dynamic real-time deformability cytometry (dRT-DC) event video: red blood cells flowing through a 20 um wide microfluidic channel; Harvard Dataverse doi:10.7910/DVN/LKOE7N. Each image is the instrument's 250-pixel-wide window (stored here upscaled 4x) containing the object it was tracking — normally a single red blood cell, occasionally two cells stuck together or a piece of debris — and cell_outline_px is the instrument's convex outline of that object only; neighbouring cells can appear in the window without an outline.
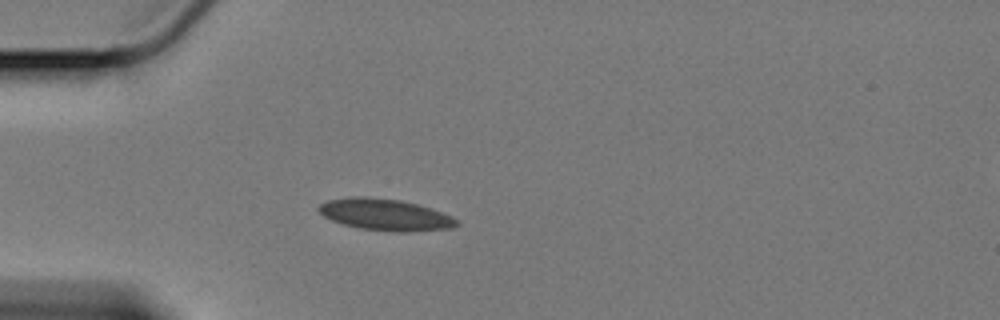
{"species": "Egyptian fruit bat (a non-hibernating species)", "species_latin": "Rousettus aegyptiacus", "temperature_condition": "cold", "stored_images_in_passage": 43, "camera_frame_rate_fps": 3000, "um_per_image_px": 0.085, "animal": {"sex": "female"}, "frame": {"image": 1, "passage_image": 1, "time_ms": 0.0, "image_size_px": [1000, 320], "cell_outline_px": [[460, 224], [452, 228], [408, 232], [396, 232], [356, 228], [332, 220], [324, 216], [320, 212], [320, 204], [328, 200], [352, 196], [368, 196], [400, 200], [432, 208], [452, 216]], "centroid_in_image_um": [32.77, 18.25], "position_along_channel_um": 52.2, "area_um2": 25.43}}
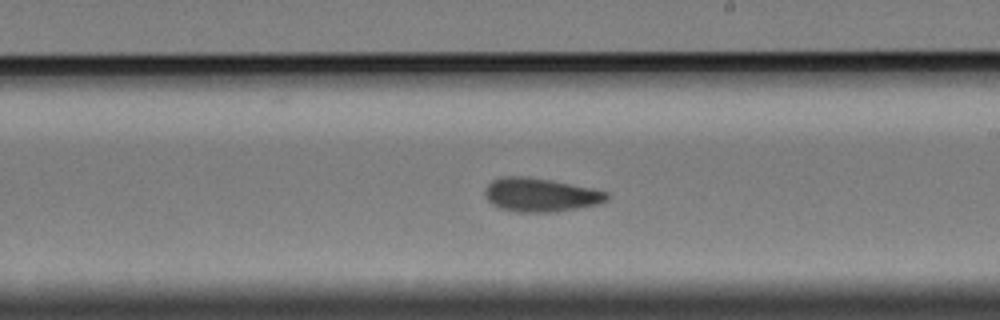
{"frame": {"image": 2, "passage_image": 19, "time_ms": 6.0, "image_size_px": [1000, 320], "cell_outline_px": [[608, 200], [600, 204], [556, 212], [520, 212], [500, 208], [492, 204], [488, 200], [484, 192], [488, 184], [492, 180], [500, 176], [528, 176], [552, 180], [592, 188], [608, 192]], "centroid_in_image_um": [45.95, 16.56], "position_along_channel_um": 243.0, "area_um2": 24.1}}
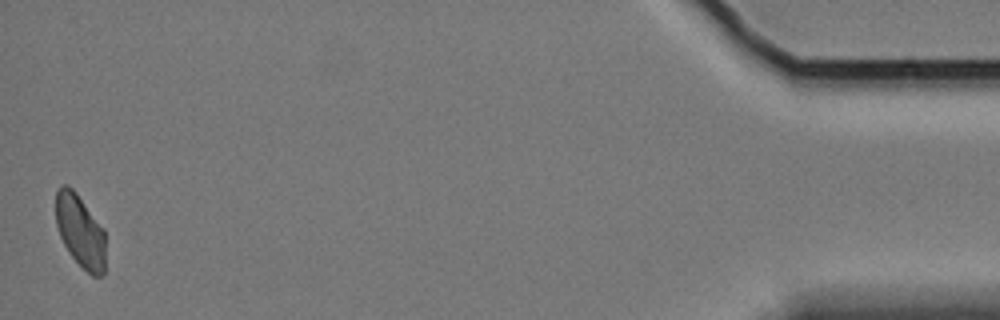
{"frame": {"image": 3, "passage_image": 43, "time_ms": 14.0, "image_size_px": [1000, 320], "cell_outline_px": [[104, 276], [92, 276], [72, 256], [64, 244], [60, 236], [56, 224], [56, 192], [60, 184], [68, 184], [76, 192], [104, 228]], "centroid_in_image_um": [6.81, 19.6], "position_along_channel_um": 428.4, "area_um2": 20.98}, "authors_computed_cell_mechanics": {"area_um2": 23.2934, "velocity_mm_per_s": 3.3611, "shape_relaxation_time_tau1_ms": null, "shape_relaxation_time_tau2_ms": 6.3236, "deformation_change_tau1": null, "deformation_change_tau2": 0.0721}}